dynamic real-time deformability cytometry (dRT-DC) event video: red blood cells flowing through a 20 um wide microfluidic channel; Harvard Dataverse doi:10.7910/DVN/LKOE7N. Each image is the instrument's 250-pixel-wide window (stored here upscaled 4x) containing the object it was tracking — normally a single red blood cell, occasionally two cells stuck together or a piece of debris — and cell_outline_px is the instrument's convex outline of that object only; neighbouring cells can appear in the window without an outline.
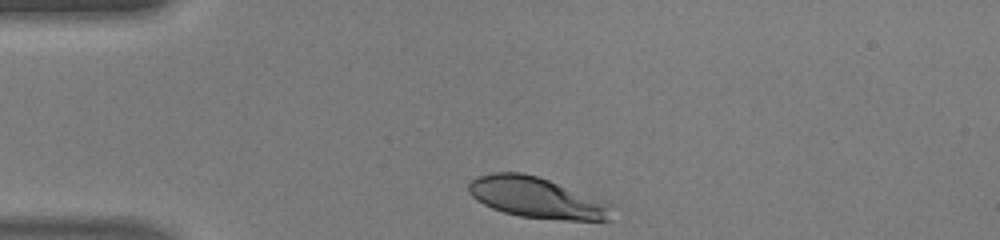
{"species": "human", "species_latin": "Homo sapiens", "temperature_condition": "warm", "stored_images_in_passage": 30, "camera_frame_rate_fps": 3000, "um_per_image_px": 0.085, "donor": {"sex": "male"}, "frame": {"image": 1, "passage_image": 1, "time_ms": 0.0, "image_size_px": [1000, 240], "cell_outline_px": [[612, 220], [564, 220], [520, 216], [504, 212], [492, 208], [476, 200], [468, 192], [468, 184], [476, 176], [492, 172], [520, 172], [536, 176], [548, 180], [612, 204]], "centroid_in_image_um": [45.59, 16.81], "position_along_channel_um": 39.4, "area_um2": 33.81}}
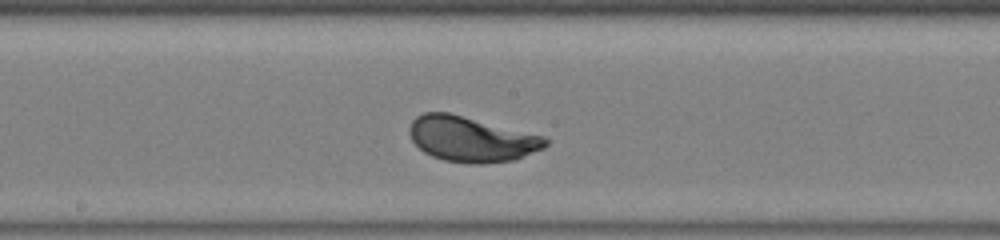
{"frame": {"image": 2, "passage_image": 16, "time_ms": 5.0, "image_size_px": [1000, 240], "cell_outline_px": [[548, 144], [544, 148], [516, 160], [484, 164], [468, 164], [444, 160], [432, 156], [424, 152], [412, 140], [408, 132], [408, 128], [412, 120], [416, 116], [424, 112], [448, 112], [544, 136], [548, 140]], "centroid_in_image_um": [40.06, 11.83], "position_along_channel_um": 208.1, "area_um2": 36.07}}
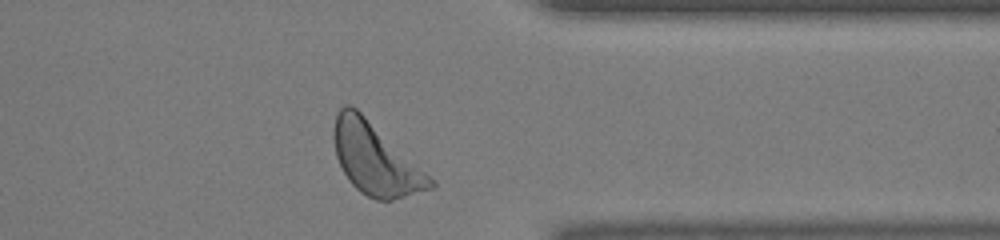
{"frame": {"image": 3, "passage_image": 29, "time_ms": 9.333, "image_size_px": [1000, 240], "cell_outline_px": [[436, 188], [392, 200], [376, 200], [360, 192], [348, 180], [336, 156], [332, 136], [332, 128], [336, 112], [344, 104], [352, 104], [436, 180]], "centroid_in_image_um": [31.91, 13.5], "position_along_channel_um": 379.5, "area_um2": 40.46}, "authors_computed_cell_mechanics": {"area_um2": 34.9401, "velocity_mm_per_s": 4.1199, "shape_relaxation_time_tau1_ms": 1.7579, "shape_relaxation_time_tau2_ms": null, "deformation_change_tau1": 0.1467, "deformation_change_tau2": null}}